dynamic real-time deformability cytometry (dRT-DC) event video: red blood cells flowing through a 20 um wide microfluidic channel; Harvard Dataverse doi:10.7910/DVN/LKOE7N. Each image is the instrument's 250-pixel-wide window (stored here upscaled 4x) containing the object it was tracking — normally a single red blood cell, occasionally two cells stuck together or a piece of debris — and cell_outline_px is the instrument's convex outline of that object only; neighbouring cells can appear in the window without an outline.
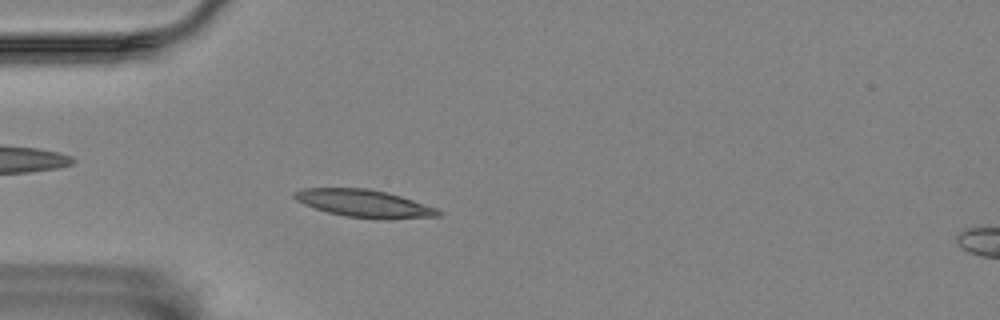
{"species": "Egyptian fruit bat (a non-hibernating species)", "species_latin": "Rousettus aegyptiacus", "temperature_condition": "room temperature", "stored_images_in_passage": 57, "camera_frame_rate_fps": 3000, "um_per_image_px": 0.085, "animal": {"sex": "female"}, "frame": {"image": 1, "passage_image": 16, "time_ms": 5.0, "image_size_px": [1000, 320], "cell_outline_px": [[444, 212], [440, 216], [388, 220], [380, 220], [344, 216], [328, 212], [304, 204], [296, 200], [292, 196], [292, 192], [304, 188], [368, 188], [388, 192], [436, 208]], "centroid_in_image_um": [30.97, 17.31], "position_along_channel_um": 54.0, "area_um2": 23.35}}
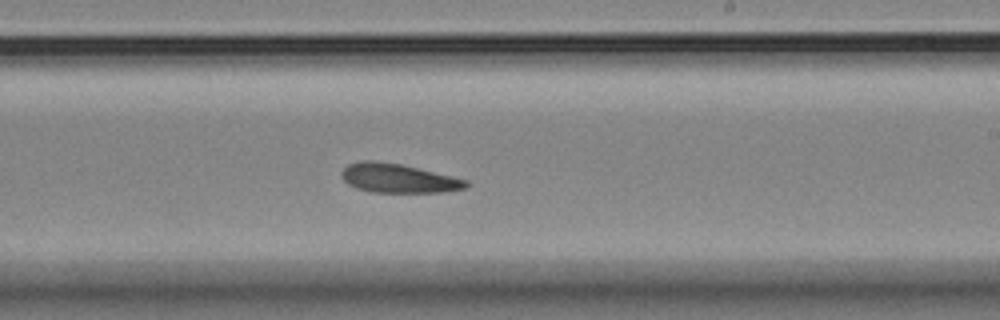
{"frame": {"image": 2, "passage_image": 34, "time_ms": 11.0, "image_size_px": [1000, 320], "cell_outline_px": [[472, 184], [464, 188], [444, 192], [372, 192], [356, 188], [348, 184], [340, 176], [340, 172], [348, 164], [364, 160], [376, 160], [400, 164], [452, 176], [468, 180]], "centroid_in_image_um": [33.84, 15.15], "position_along_channel_um": 255.2, "area_um2": 21.1}}
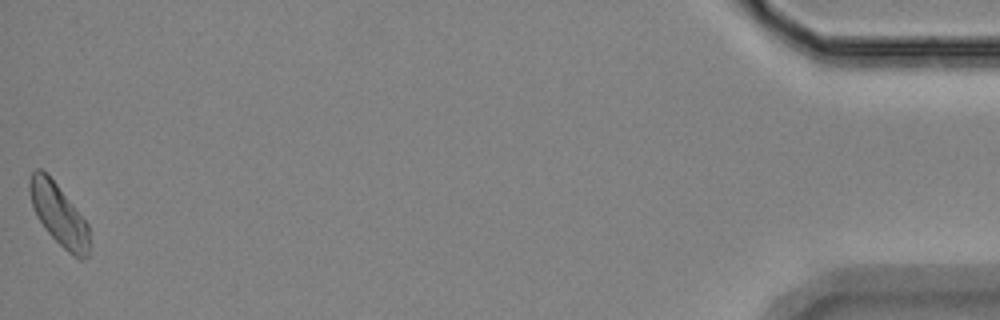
{"frame": {"image": 3, "passage_image": 57, "time_ms": 18.667, "image_size_px": [1000, 320], "cell_outline_px": [[88, 256], [84, 260], [80, 260], [72, 256], [48, 232], [36, 216], [32, 204], [28, 188], [28, 184], [32, 172], [36, 168], [40, 168], [56, 184], [88, 224]], "centroid_in_image_um": [4.98, 18.26], "position_along_channel_um": 430.2, "area_um2": 20.92}, "authors_computed_cell_mechanics": {"area_um2": 21.4438, "velocity_mm_per_s": 3.47, "shape_relaxation_time_tau1_ms": 5.4985, "shape_relaxation_time_tau2_ms": 6.8905, "deformation_change_tau1": 0.1398, "deformation_change_tau2": 0.1436}}